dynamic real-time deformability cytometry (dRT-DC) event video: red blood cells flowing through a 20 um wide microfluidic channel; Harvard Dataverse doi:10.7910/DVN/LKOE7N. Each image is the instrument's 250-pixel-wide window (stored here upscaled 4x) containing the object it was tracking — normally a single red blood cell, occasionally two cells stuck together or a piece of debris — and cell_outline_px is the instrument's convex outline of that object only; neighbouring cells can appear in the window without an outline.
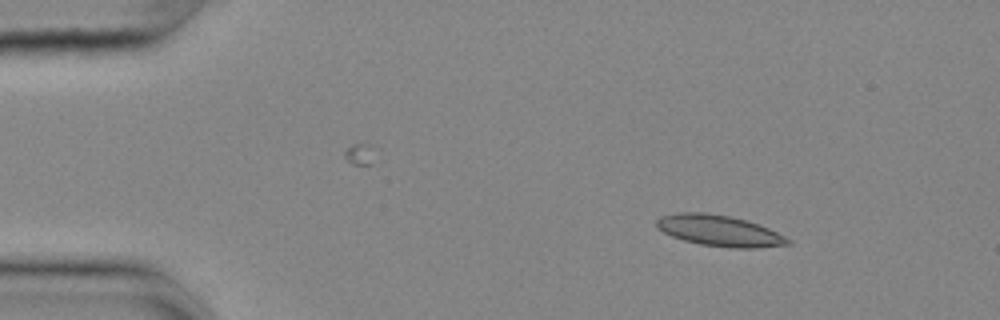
{"species": "common noctule bat (a hibernating species)", "species_latin": "Nyctalus noctula", "temperature_condition": "cold", "stored_images_in_passage": 49, "camera_frame_rate_fps": 3000, "um_per_image_px": 0.085, "animal": {"sex": "female", "body_mass_g": 25.1}, "frame": {"image": 1, "passage_image": 1, "time_ms": 0.0, "image_size_px": [1000, 320], "cell_outline_px": [[792, 244], [756, 248], [728, 248], [700, 244], [684, 240], [672, 236], [656, 228], [656, 220], [660, 216], [680, 212], [704, 212], [728, 216], [744, 220], [768, 228], [792, 240]], "centroid_in_image_um": [61.13, 19.62], "position_along_channel_um": 23.9, "area_um2": 23.64}}
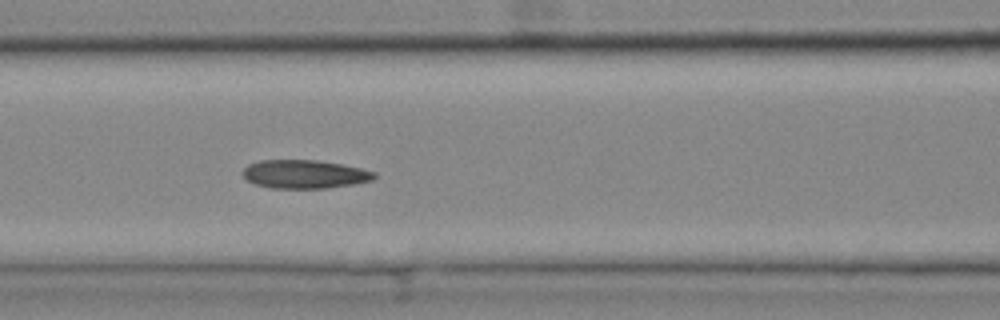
{"frame": {"image": 2, "passage_image": 17, "time_ms": 5.333, "image_size_px": [1000, 320], "cell_outline_px": [[376, 176], [372, 180], [356, 184], [328, 188], [272, 188], [256, 184], [248, 180], [240, 172], [248, 164], [260, 160], [316, 160], [340, 164], [360, 168], [376, 172]], "centroid_in_image_um": [25.89, 14.8], "position_along_channel_um": 140.7, "area_um2": 21.85}}
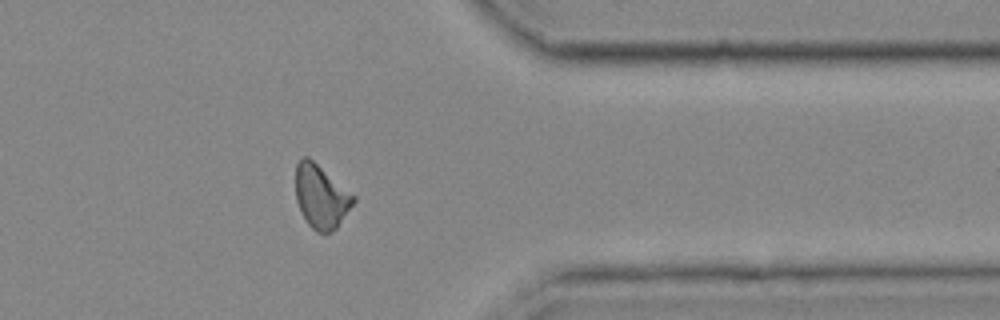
{"frame": {"image": 3, "passage_image": 38, "time_ms": 12.333, "image_size_px": [1000, 320], "cell_outline_px": [[356, 200], [336, 228], [332, 232], [316, 232], [308, 224], [300, 212], [296, 200], [296, 164], [300, 156], [308, 156], [356, 196]], "centroid_in_image_um": [27.27, 16.69], "position_along_channel_um": 384.1, "area_um2": 21.44}, "authors_computed_cell_mechanics": {"area_um2": 21.6172, "velocity_mm_per_s": 3.6335, "shape_relaxation_time_tau1_ms": null, "shape_relaxation_time_tau2_ms": 3.7337, "deformation_change_tau1": null, "deformation_change_tau2": 0.1054}}